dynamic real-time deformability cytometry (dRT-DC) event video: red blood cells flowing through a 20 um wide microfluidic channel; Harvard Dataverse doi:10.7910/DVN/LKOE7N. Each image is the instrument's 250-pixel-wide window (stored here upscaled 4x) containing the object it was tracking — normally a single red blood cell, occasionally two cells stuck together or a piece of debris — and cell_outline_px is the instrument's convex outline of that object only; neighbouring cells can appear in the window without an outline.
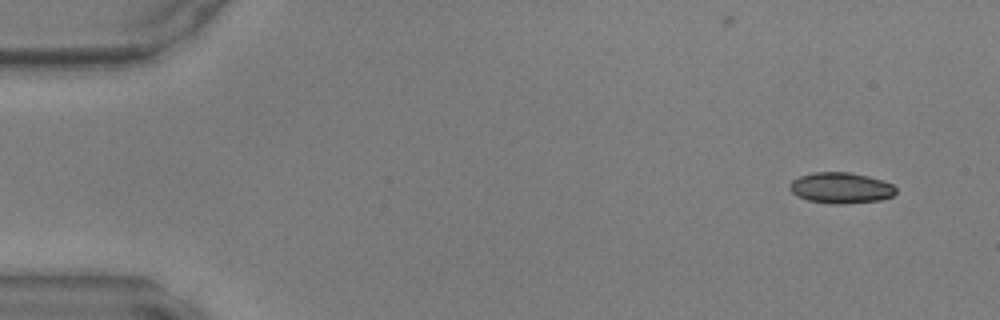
{"species": "common noctule bat (a hibernating species)", "species_latin": "Nyctalus noctula", "temperature_condition": "warm", "stored_images_in_passage": 6, "camera_frame_rate_fps": 3000, "um_per_image_px": 0.085, "animal": {"sex": "male", "body_mass_g": 17.9, "forearm_length_mm": 54.2}, "frame": {"image": 1, "passage_image": 1, "time_ms": 0.0, "image_size_px": [1000, 320], "cell_outline_px": [[896, 192], [892, 196], [880, 200], [840, 204], [832, 204], [808, 200], [796, 196], [788, 188], [788, 184], [792, 180], [800, 176], [816, 172], [848, 172], [868, 176], [892, 184], [896, 188]], "centroid_in_image_um": [71.44, 15.97], "position_along_channel_um": 13.6, "area_um2": 19.07}}